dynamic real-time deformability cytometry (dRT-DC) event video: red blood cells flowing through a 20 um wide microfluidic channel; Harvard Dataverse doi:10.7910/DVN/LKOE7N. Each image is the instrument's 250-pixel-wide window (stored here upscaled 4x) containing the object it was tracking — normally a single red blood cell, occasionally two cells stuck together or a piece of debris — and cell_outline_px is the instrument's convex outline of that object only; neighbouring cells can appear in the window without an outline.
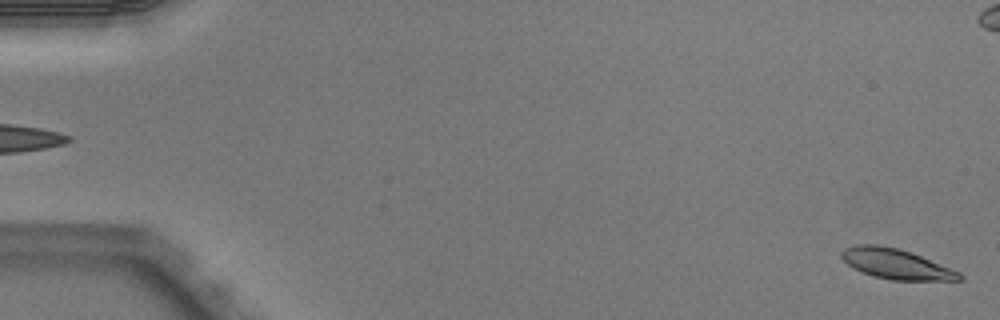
{"species": "Egyptian fruit bat (a non-hibernating species)", "species_latin": "Rousettus aegyptiacus", "temperature_condition": "warm", "stored_images_in_passage": 5, "segment_of_instrument_passage": [2, 2], "camera_frame_rate_fps": 3000, "um_per_image_px": 0.085, "animal": {"sex": "male"}, "frame": {"image": 1, "passage_image": 5, "time_ms": 1.333, "image_size_px": [1000, 320], "cell_outline_px": [[964, 280], [892, 280], [872, 276], [860, 272], [848, 264], [840, 256], [840, 252], [844, 248], [856, 244], [880, 244], [912, 252], [960, 272], [964, 276]], "centroid_in_image_um": [76.15, 22.43], "position_along_channel_um": 8.9, "area_um2": 20.87}}